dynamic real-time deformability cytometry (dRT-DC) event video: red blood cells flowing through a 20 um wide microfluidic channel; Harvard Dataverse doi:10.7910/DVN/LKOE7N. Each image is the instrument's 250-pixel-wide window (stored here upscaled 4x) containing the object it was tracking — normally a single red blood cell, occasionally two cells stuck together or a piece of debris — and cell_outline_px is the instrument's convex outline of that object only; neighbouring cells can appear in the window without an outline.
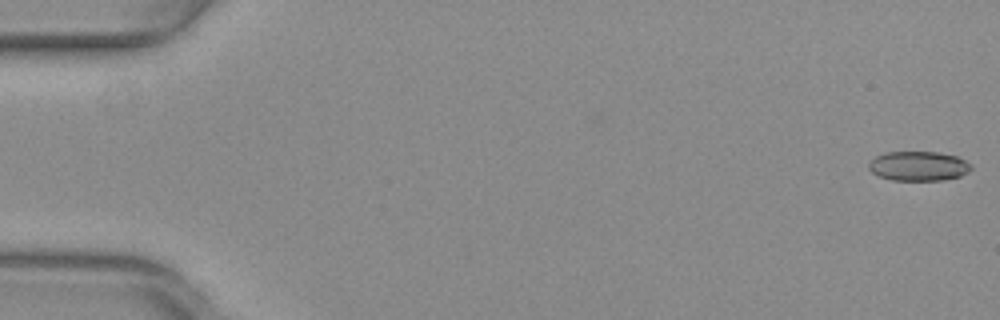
{"species": "common noctule bat (a hibernating species)", "species_latin": "Nyctalus noctula", "temperature_condition": "warm", "stored_images_in_passage": 52, "camera_frame_rate_fps": 3000, "um_per_image_px": 0.085, "animal": {"sex": "female", "body_mass_g": 29.2, "forearm_length_mm": 56.3}, "frame": {"image": 1, "passage_image": 1, "time_ms": 0.0, "image_size_px": [1000, 320], "cell_outline_px": [[972, 168], [968, 172], [960, 176], [940, 180], [892, 180], [880, 176], [872, 172], [868, 168], [868, 164], [876, 156], [884, 152], [940, 152], [956, 156], [972, 164]], "centroid_in_image_um": [78.08, 14.11], "position_along_channel_um": 6.9, "area_um2": 17.57}}
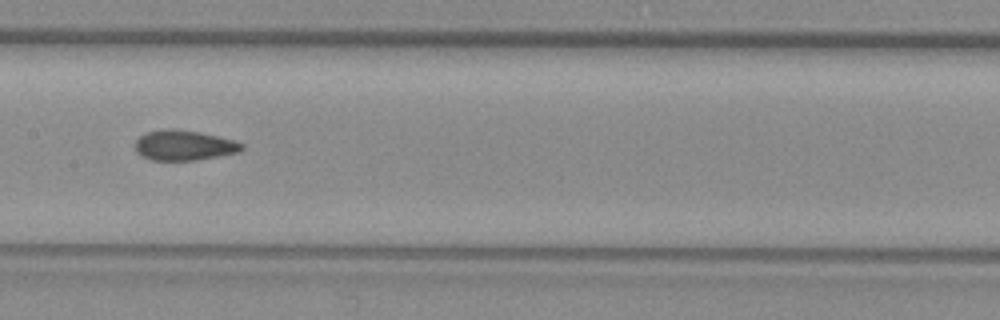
{"frame": {"image": 2, "passage_image": 27, "time_ms": 8.667, "image_size_px": [1000, 320], "cell_outline_px": [[244, 148], [240, 152], [196, 160], [152, 160], [136, 152], [136, 140], [144, 132], [168, 128], [176, 128], [200, 132], [236, 140], [244, 144]], "centroid_in_image_um": [15.67, 12.33], "position_along_channel_um": 191.7, "area_um2": 18.9}}
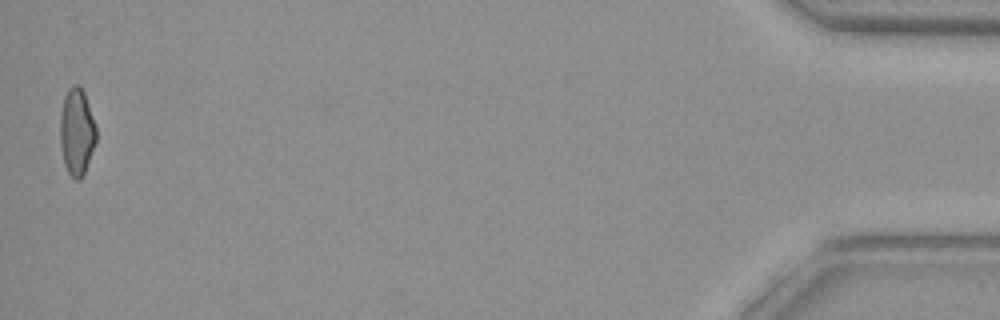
{"frame": {"image": 3, "passage_image": 52, "time_ms": 17.0, "image_size_px": [1000, 320], "cell_outline_px": [[96, 140], [84, 172], [80, 180], [76, 180], [68, 172], [64, 164], [60, 144], [60, 112], [64, 96], [68, 88], [72, 84], [80, 84], [84, 92], [96, 128]], "centroid_in_image_um": [6.5, 11.16], "position_along_channel_um": 428.7, "area_um2": 18.21}, "authors_computed_cell_mechanics": {"area_um2": 18.785, "velocity_mm_per_s": 4.0049, "shape_relaxation_time_tau1_ms": 7.8395, "shape_relaxation_time_tau2_ms": 1.7896, "deformation_change_tau1": 0.1577, "deformation_change_tau2": 0.073}}